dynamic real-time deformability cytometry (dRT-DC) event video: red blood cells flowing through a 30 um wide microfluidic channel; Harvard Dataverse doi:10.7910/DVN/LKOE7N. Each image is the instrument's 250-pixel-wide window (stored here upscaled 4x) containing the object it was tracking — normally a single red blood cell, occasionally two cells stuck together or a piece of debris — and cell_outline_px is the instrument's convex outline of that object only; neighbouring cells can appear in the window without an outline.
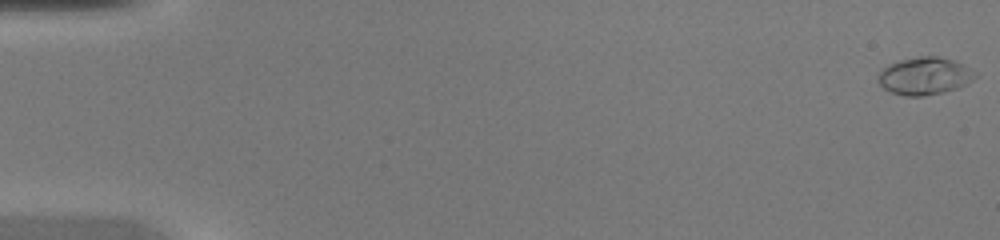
{"species": "common noctule bat (a hibernating species)", "species_latin": "Nyctalus noctula", "temperature_condition": "warm", "stored_images_in_passage": 46, "camera_frame_rate_fps": 3000, "um_per_image_px": 0.085, "animal": {"sex": "female", "body_mass_g": 20.0, "forearm_length_mm": 54.0}, "frame": {"image": 1, "passage_image": 1, "time_ms": 0.0, "image_size_px": [1000, 240], "cell_outline_px": [[980, 76], [968, 84], [944, 92], [924, 96], [904, 96], [892, 92], [884, 88], [876, 80], [876, 76], [884, 68], [900, 60], [920, 56], [936, 56], [952, 60], [976, 72]], "centroid_in_image_um": [78.61, 6.47], "position_along_channel_um": 6.4, "area_um2": 21.15}}
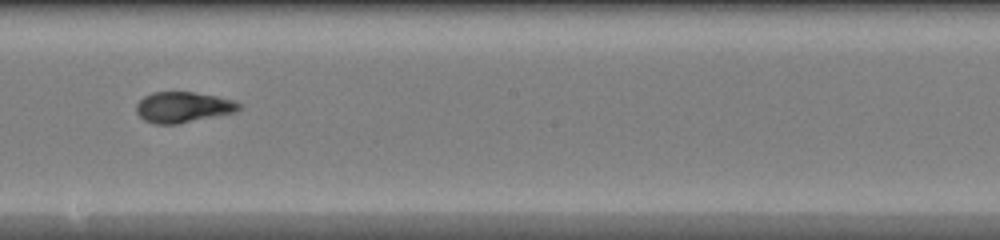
{"frame": {"image": 2, "passage_image": 27, "time_ms": 8.667, "image_size_px": [1000, 240], "cell_outline_px": [[244, 108], [236, 112], [176, 124], [156, 124], [144, 120], [136, 112], [136, 104], [144, 96], [152, 92], [192, 92], [216, 96], [232, 100], [240, 104]], "centroid_in_image_um": [15.56, 9.11], "position_along_channel_um": 232.6, "area_um2": 18.32}}
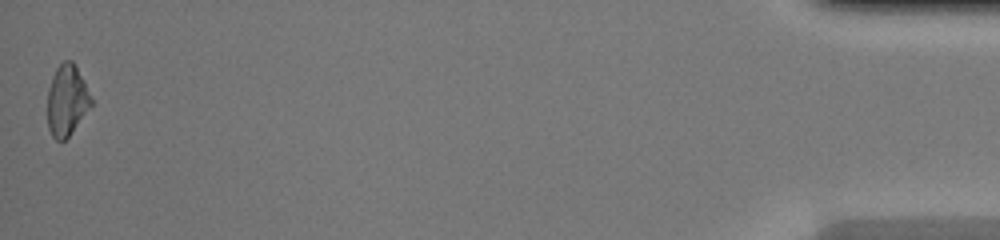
{"frame": {"image": 3, "passage_image": 46, "time_ms": 15.0, "image_size_px": [1000, 240], "cell_outline_px": [[92, 104], [68, 136], [64, 140], [56, 140], [52, 136], [48, 128], [48, 88], [52, 76], [56, 68], [64, 60], [72, 60], [84, 80], [92, 100]], "centroid_in_image_um": [5.67, 8.5], "position_along_channel_um": 429.5, "area_um2": 17.8}}